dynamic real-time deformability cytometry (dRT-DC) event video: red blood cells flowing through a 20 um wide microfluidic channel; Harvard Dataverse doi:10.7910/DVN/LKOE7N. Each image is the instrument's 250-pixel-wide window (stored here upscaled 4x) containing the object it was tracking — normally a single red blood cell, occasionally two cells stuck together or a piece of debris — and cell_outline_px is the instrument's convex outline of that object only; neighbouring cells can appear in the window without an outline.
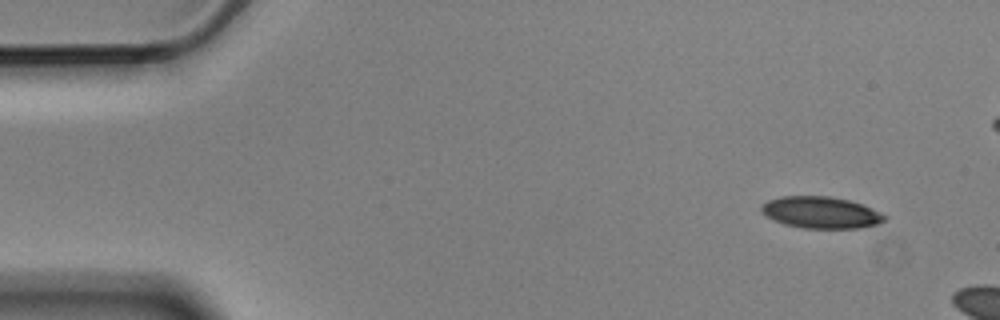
{"species": "Egyptian fruit bat (a non-hibernating species)", "species_latin": "Rousettus aegyptiacus", "temperature_condition": "cold", "stored_images_in_passage": 3, "camera_frame_rate_fps": 3000, "um_per_image_px": 0.085, "animal": {"sex": "male"}, "frame": {"image": 1, "passage_image": 1, "time_ms": 0.0, "image_size_px": [1000, 320], "cell_outline_px": [[888, 220], [880, 224], [860, 228], [804, 228], [784, 224], [764, 216], [760, 208], [768, 200], [780, 196], [828, 196], [848, 200], [872, 208], [888, 216]], "centroid_in_image_um": [69.81, 18.07], "position_along_channel_um": 15.2, "area_um2": 22.89}}